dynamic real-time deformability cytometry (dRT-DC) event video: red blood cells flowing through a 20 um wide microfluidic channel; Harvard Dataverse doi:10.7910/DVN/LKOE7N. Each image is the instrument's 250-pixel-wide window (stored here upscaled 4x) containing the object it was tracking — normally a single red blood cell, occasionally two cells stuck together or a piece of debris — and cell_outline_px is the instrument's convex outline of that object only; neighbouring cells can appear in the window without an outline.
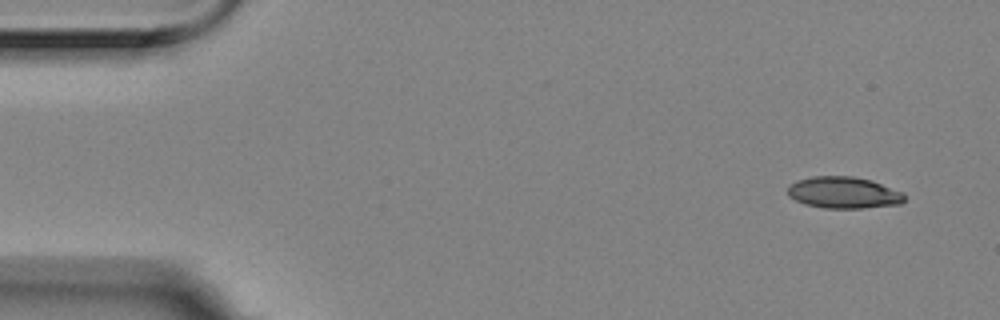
{"species": "Egyptian fruit bat (a non-hibernating species)", "species_latin": "Rousettus aegyptiacus", "temperature_condition": "room temperature", "stored_images_in_passage": 4, "camera_frame_rate_fps": 3000, "um_per_image_px": 0.085, "animal": {"sex": "female"}, "frame": {"image": 1, "passage_image": 1, "time_ms": 0.0, "image_size_px": [1000, 320], "cell_outline_px": [[904, 200], [900, 204], [860, 208], [824, 208], [804, 204], [788, 196], [788, 184], [796, 180], [812, 176], [852, 176], [872, 180], [904, 192]], "centroid_in_image_um": [71.69, 16.36], "position_along_channel_um": 13.3, "area_um2": 21.68}}
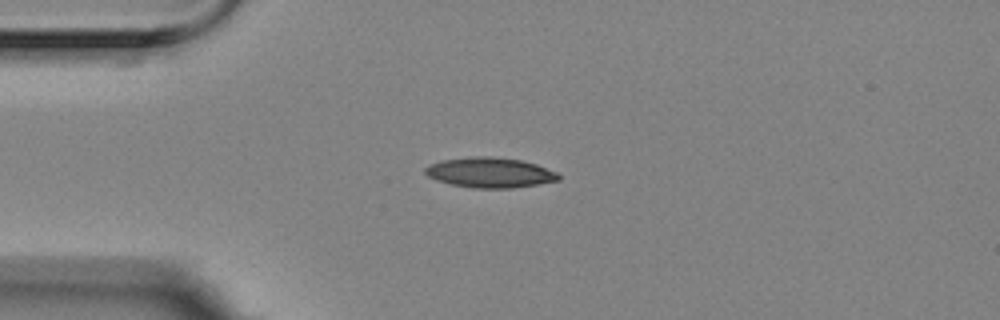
{"frame": {"image": 2, "passage_image": 4, "time_ms": 1.0, "image_size_px": [1000, 320], "cell_outline_px": [[560, 180], [512, 188], [472, 188], [452, 184], [436, 180], [428, 176], [424, 172], [424, 168], [428, 164], [440, 160], [472, 156], [488, 156], [520, 160], [536, 164], [560, 172]], "centroid_in_image_um": [41.64, 14.66], "position_along_channel_um": 43.4, "area_um2": 23.58}}